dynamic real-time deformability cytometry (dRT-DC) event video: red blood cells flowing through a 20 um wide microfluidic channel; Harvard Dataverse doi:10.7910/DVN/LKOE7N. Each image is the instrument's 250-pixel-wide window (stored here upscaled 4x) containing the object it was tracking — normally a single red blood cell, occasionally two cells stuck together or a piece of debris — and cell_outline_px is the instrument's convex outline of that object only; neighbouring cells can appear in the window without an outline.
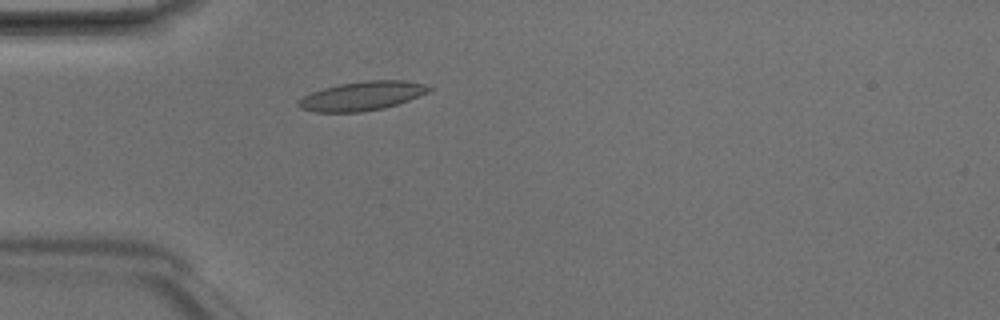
{"species": "Egyptian fruit bat (a non-hibernating species)", "species_latin": "Rousettus aegyptiacus", "temperature_condition": "room temperature", "stored_images_in_passage": 3, "camera_frame_rate_fps": 3000, "um_per_image_px": 0.085, "animal": {"sex": "male"}, "frame": {"image": 1, "passage_image": 3, "time_ms": 0.667, "image_size_px": [1000, 320], "cell_outline_px": [[436, 88], [428, 92], [408, 100], [384, 108], [364, 112], [312, 112], [300, 108], [296, 104], [296, 100], [312, 92], [324, 88], [340, 84], [364, 80], [404, 80], [424, 84]], "centroid_in_image_um": [30.76, 8.16], "position_along_channel_um": 54.2, "area_um2": 22.2}}